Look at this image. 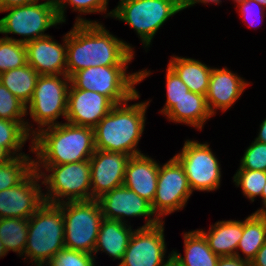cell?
I'll return each instance as SVG.
<instances>
[{
  "instance_id": "obj_26",
  "label": "cell",
  "mask_w": 266,
  "mask_h": 266,
  "mask_svg": "<svg viewBox=\"0 0 266 266\" xmlns=\"http://www.w3.org/2000/svg\"><path fill=\"white\" fill-rule=\"evenodd\" d=\"M265 242L266 214L254 212L243 221V235L239 241L236 256L250 263ZM238 250L242 251L244 258L240 256Z\"/></svg>"
},
{
  "instance_id": "obj_30",
  "label": "cell",
  "mask_w": 266,
  "mask_h": 266,
  "mask_svg": "<svg viewBox=\"0 0 266 266\" xmlns=\"http://www.w3.org/2000/svg\"><path fill=\"white\" fill-rule=\"evenodd\" d=\"M26 124L0 118V146L5 147L14 157L26 155L20 152L24 143L32 136L26 130Z\"/></svg>"
},
{
  "instance_id": "obj_34",
  "label": "cell",
  "mask_w": 266,
  "mask_h": 266,
  "mask_svg": "<svg viewBox=\"0 0 266 266\" xmlns=\"http://www.w3.org/2000/svg\"><path fill=\"white\" fill-rule=\"evenodd\" d=\"M67 5L72 6L73 11H78L80 14L106 13L108 0H61L57 4V15L61 24L66 22L65 11Z\"/></svg>"
},
{
  "instance_id": "obj_48",
  "label": "cell",
  "mask_w": 266,
  "mask_h": 266,
  "mask_svg": "<svg viewBox=\"0 0 266 266\" xmlns=\"http://www.w3.org/2000/svg\"><path fill=\"white\" fill-rule=\"evenodd\" d=\"M257 1L261 6H263L266 10V0H255Z\"/></svg>"
},
{
  "instance_id": "obj_21",
  "label": "cell",
  "mask_w": 266,
  "mask_h": 266,
  "mask_svg": "<svg viewBox=\"0 0 266 266\" xmlns=\"http://www.w3.org/2000/svg\"><path fill=\"white\" fill-rule=\"evenodd\" d=\"M131 228V225L128 226L127 223L103 218L93 253L103 251L113 259L122 261L130 238L134 233V229Z\"/></svg>"
},
{
  "instance_id": "obj_39",
  "label": "cell",
  "mask_w": 266,
  "mask_h": 266,
  "mask_svg": "<svg viewBox=\"0 0 266 266\" xmlns=\"http://www.w3.org/2000/svg\"><path fill=\"white\" fill-rule=\"evenodd\" d=\"M217 266H250V263L237 256H225L219 257Z\"/></svg>"
},
{
  "instance_id": "obj_27",
  "label": "cell",
  "mask_w": 266,
  "mask_h": 266,
  "mask_svg": "<svg viewBox=\"0 0 266 266\" xmlns=\"http://www.w3.org/2000/svg\"><path fill=\"white\" fill-rule=\"evenodd\" d=\"M38 72L28 63L20 68H15L0 74V82L25 105L32 98Z\"/></svg>"
},
{
  "instance_id": "obj_2",
  "label": "cell",
  "mask_w": 266,
  "mask_h": 266,
  "mask_svg": "<svg viewBox=\"0 0 266 266\" xmlns=\"http://www.w3.org/2000/svg\"><path fill=\"white\" fill-rule=\"evenodd\" d=\"M30 150L36 154L34 169L40 165H62L89 160L94 154V128L68 122L34 130Z\"/></svg>"
},
{
  "instance_id": "obj_24",
  "label": "cell",
  "mask_w": 266,
  "mask_h": 266,
  "mask_svg": "<svg viewBox=\"0 0 266 266\" xmlns=\"http://www.w3.org/2000/svg\"><path fill=\"white\" fill-rule=\"evenodd\" d=\"M168 66L184 82L189 91L206 96L212 67L193 58L178 56H172Z\"/></svg>"
},
{
  "instance_id": "obj_12",
  "label": "cell",
  "mask_w": 266,
  "mask_h": 266,
  "mask_svg": "<svg viewBox=\"0 0 266 266\" xmlns=\"http://www.w3.org/2000/svg\"><path fill=\"white\" fill-rule=\"evenodd\" d=\"M192 193L183 166L173 157L163 166L159 165L152 210L162 220L165 215L183 209Z\"/></svg>"
},
{
  "instance_id": "obj_45",
  "label": "cell",
  "mask_w": 266,
  "mask_h": 266,
  "mask_svg": "<svg viewBox=\"0 0 266 266\" xmlns=\"http://www.w3.org/2000/svg\"><path fill=\"white\" fill-rule=\"evenodd\" d=\"M164 266H183L179 261H177V259L174 258V256L171 254H169L168 259H167V263Z\"/></svg>"
},
{
  "instance_id": "obj_8",
  "label": "cell",
  "mask_w": 266,
  "mask_h": 266,
  "mask_svg": "<svg viewBox=\"0 0 266 266\" xmlns=\"http://www.w3.org/2000/svg\"><path fill=\"white\" fill-rule=\"evenodd\" d=\"M65 248L93 254L103 219L98 200L62 203Z\"/></svg>"
},
{
  "instance_id": "obj_36",
  "label": "cell",
  "mask_w": 266,
  "mask_h": 266,
  "mask_svg": "<svg viewBox=\"0 0 266 266\" xmlns=\"http://www.w3.org/2000/svg\"><path fill=\"white\" fill-rule=\"evenodd\" d=\"M166 94L167 100L160 113L165 115L189 91L188 87L178 75L167 65L166 69Z\"/></svg>"
},
{
  "instance_id": "obj_37",
  "label": "cell",
  "mask_w": 266,
  "mask_h": 266,
  "mask_svg": "<svg viewBox=\"0 0 266 266\" xmlns=\"http://www.w3.org/2000/svg\"><path fill=\"white\" fill-rule=\"evenodd\" d=\"M239 169L266 172V143L254 140L245 150Z\"/></svg>"
},
{
  "instance_id": "obj_14",
  "label": "cell",
  "mask_w": 266,
  "mask_h": 266,
  "mask_svg": "<svg viewBox=\"0 0 266 266\" xmlns=\"http://www.w3.org/2000/svg\"><path fill=\"white\" fill-rule=\"evenodd\" d=\"M40 179L34 169L17 186L0 191V219H29L45 203Z\"/></svg>"
},
{
  "instance_id": "obj_22",
  "label": "cell",
  "mask_w": 266,
  "mask_h": 266,
  "mask_svg": "<svg viewBox=\"0 0 266 266\" xmlns=\"http://www.w3.org/2000/svg\"><path fill=\"white\" fill-rule=\"evenodd\" d=\"M208 232L200 229L210 249L219 257L236 256L239 241L243 235V221H218Z\"/></svg>"
},
{
  "instance_id": "obj_18",
  "label": "cell",
  "mask_w": 266,
  "mask_h": 266,
  "mask_svg": "<svg viewBox=\"0 0 266 266\" xmlns=\"http://www.w3.org/2000/svg\"><path fill=\"white\" fill-rule=\"evenodd\" d=\"M62 44L48 36L25 43L27 63L39 75L66 74V34Z\"/></svg>"
},
{
  "instance_id": "obj_9",
  "label": "cell",
  "mask_w": 266,
  "mask_h": 266,
  "mask_svg": "<svg viewBox=\"0 0 266 266\" xmlns=\"http://www.w3.org/2000/svg\"><path fill=\"white\" fill-rule=\"evenodd\" d=\"M7 11L9 13L0 19V34L21 35L24 38L16 39L7 35L4 38L22 43L48 36L44 32L61 23L57 15V4L49 0L11 7L0 13Z\"/></svg>"
},
{
  "instance_id": "obj_42",
  "label": "cell",
  "mask_w": 266,
  "mask_h": 266,
  "mask_svg": "<svg viewBox=\"0 0 266 266\" xmlns=\"http://www.w3.org/2000/svg\"><path fill=\"white\" fill-rule=\"evenodd\" d=\"M222 2L221 0H183V9H186L187 7L194 6L196 3H215L220 4Z\"/></svg>"
},
{
  "instance_id": "obj_49",
  "label": "cell",
  "mask_w": 266,
  "mask_h": 266,
  "mask_svg": "<svg viewBox=\"0 0 266 266\" xmlns=\"http://www.w3.org/2000/svg\"><path fill=\"white\" fill-rule=\"evenodd\" d=\"M50 2H53L55 4H58L61 0H49Z\"/></svg>"
},
{
  "instance_id": "obj_50",
  "label": "cell",
  "mask_w": 266,
  "mask_h": 266,
  "mask_svg": "<svg viewBox=\"0 0 266 266\" xmlns=\"http://www.w3.org/2000/svg\"><path fill=\"white\" fill-rule=\"evenodd\" d=\"M235 3H241V2H243L244 0H233Z\"/></svg>"
},
{
  "instance_id": "obj_23",
  "label": "cell",
  "mask_w": 266,
  "mask_h": 266,
  "mask_svg": "<svg viewBox=\"0 0 266 266\" xmlns=\"http://www.w3.org/2000/svg\"><path fill=\"white\" fill-rule=\"evenodd\" d=\"M169 121L183 123L202 129L213 115L210 113L205 95L188 91L184 97L165 114Z\"/></svg>"
},
{
  "instance_id": "obj_10",
  "label": "cell",
  "mask_w": 266,
  "mask_h": 266,
  "mask_svg": "<svg viewBox=\"0 0 266 266\" xmlns=\"http://www.w3.org/2000/svg\"><path fill=\"white\" fill-rule=\"evenodd\" d=\"M70 84L71 79L66 74L39 76L32 98L26 105V113L29 110L31 119L39 126L37 131L61 123L56 121L60 116L66 118Z\"/></svg>"
},
{
  "instance_id": "obj_11",
  "label": "cell",
  "mask_w": 266,
  "mask_h": 266,
  "mask_svg": "<svg viewBox=\"0 0 266 266\" xmlns=\"http://www.w3.org/2000/svg\"><path fill=\"white\" fill-rule=\"evenodd\" d=\"M183 166L192 190L214 191L221 183V167L209 144L186 140L182 151L174 156Z\"/></svg>"
},
{
  "instance_id": "obj_28",
  "label": "cell",
  "mask_w": 266,
  "mask_h": 266,
  "mask_svg": "<svg viewBox=\"0 0 266 266\" xmlns=\"http://www.w3.org/2000/svg\"><path fill=\"white\" fill-rule=\"evenodd\" d=\"M29 219L1 218L0 237L6 252H17L20 257L24 256L27 244Z\"/></svg>"
},
{
  "instance_id": "obj_13",
  "label": "cell",
  "mask_w": 266,
  "mask_h": 266,
  "mask_svg": "<svg viewBox=\"0 0 266 266\" xmlns=\"http://www.w3.org/2000/svg\"><path fill=\"white\" fill-rule=\"evenodd\" d=\"M166 250L163 220L151 227H139L134 230L118 266H164Z\"/></svg>"
},
{
  "instance_id": "obj_33",
  "label": "cell",
  "mask_w": 266,
  "mask_h": 266,
  "mask_svg": "<svg viewBox=\"0 0 266 266\" xmlns=\"http://www.w3.org/2000/svg\"><path fill=\"white\" fill-rule=\"evenodd\" d=\"M233 182L241 187L243 195L254 202L256 196L262 198L263 187L266 183V172L260 170L238 169L233 176Z\"/></svg>"
},
{
  "instance_id": "obj_32",
  "label": "cell",
  "mask_w": 266,
  "mask_h": 266,
  "mask_svg": "<svg viewBox=\"0 0 266 266\" xmlns=\"http://www.w3.org/2000/svg\"><path fill=\"white\" fill-rule=\"evenodd\" d=\"M26 105L14 96L1 82H0V118L15 121L18 123H27L26 130L34 135V131L31 129V124L25 122L26 117Z\"/></svg>"
},
{
  "instance_id": "obj_3",
  "label": "cell",
  "mask_w": 266,
  "mask_h": 266,
  "mask_svg": "<svg viewBox=\"0 0 266 266\" xmlns=\"http://www.w3.org/2000/svg\"><path fill=\"white\" fill-rule=\"evenodd\" d=\"M116 104L94 127L95 148L108 152L141 154L136 148L145 128V113L149 101L128 105Z\"/></svg>"
},
{
  "instance_id": "obj_47",
  "label": "cell",
  "mask_w": 266,
  "mask_h": 266,
  "mask_svg": "<svg viewBox=\"0 0 266 266\" xmlns=\"http://www.w3.org/2000/svg\"><path fill=\"white\" fill-rule=\"evenodd\" d=\"M7 254L4 245L2 243V238L0 237V258H2L3 256L5 257V255Z\"/></svg>"
},
{
  "instance_id": "obj_17",
  "label": "cell",
  "mask_w": 266,
  "mask_h": 266,
  "mask_svg": "<svg viewBox=\"0 0 266 266\" xmlns=\"http://www.w3.org/2000/svg\"><path fill=\"white\" fill-rule=\"evenodd\" d=\"M115 106L106 96L94 91L77 89L72 83L68 90V123L94 128Z\"/></svg>"
},
{
  "instance_id": "obj_6",
  "label": "cell",
  "mask_w": 266,
  "mask_h": 266,
  "mask_svg": "<svg viewBox=\"0 0 266 266\" xmlns=\"http://www.w3.org/2000/svg\"><path fill=\"white\" fill-rule=\"evenodd\" d=\"M182 10L183 0H120L106 16L132 27L140 36L143 46L148 48L159 28Z\"/></svg>"
},
{
  "instance_id": "obj_46",
  "label": "cell",
  "mask_w": 266,
  "mask_h": 266,
  "mask_svg": "<svg viewBox=\"0 0 266 266\" xmlns=\"http://www.w3.org/2000/svg\"><path fill=\"white\" fill-rule=\"evenodd\" d=\"M262 202L264 205V207H262L261 209L255 211V213H265L266 214V183L265 186L263 187V191H262Z\"/></svg>"
},
{
  "instance_id": "obj_20",
  "label": "cell",
  "mask_w": 266,
  "mask_h": 266,
  "mask_svg": "<svg viewBox=\"0 0 266 266\" xmlns=\"http://www.w3.org/2000/svg\"><path fill=\"white\" fill-rule=\"evenodd\" d=\"M159 163L143 153L129 159L123 185L152 203L158 183Z\"/></svg>"
},
{
  "instance_id": "obj_44",
  "label": "cell",
  "mask_w": 266,
  "mask_h": 266,
  "mask_svg": "<svg viewBox=\"0 0 266 266\" xmlns=\"http://www.w3.org/2000/svg\"><path fill=\"white\" fill-rule=\"evenodd\" d=\"M256 141L266 143V118L260 125V131L255 138Z\"/></svg>"
},
{
  "instance_id": "obj_29",
  "label": "cell",
  "mask_w": 266,
  "mask_h": 266,
  "mask_svg": "<svg viewBox=\"0 0 266 266\" xmlns=\"http://www.w3.org/2000/svg\"><path fill=\"white\" fill-rule=\"evenodd\" d=\"M31 158L27 154L16 156L0 165V191L17 186L34 170V159Z\"/></svg>"
},
{
  "instance_id": "obj_19",
  "label": "cell",
  "mask_w": 266,
  "mask_h": 266,
  "mask_svg": "<svg viewBox=\"0 0 266 266\" xmlns=\"http://www.w3.org/2000/svg\"><path fill=\"white\" fill-rule=\"evenodd\" d=\"M237 73L231 72L227 67L212 68L209 87L206 94V103L212 115L216 110L226 111L240 98L248 83ZM245 80V81H244Z\"/></svg>"
},
{
  "instance_id": "obj_35",
  "label": "cell",
  "mask_w": 266,
  "mask_h": 266,
  "mask_svg": "<svg viewBox=\"0 0 266 266\" xmlns=\"http://www.w3.org/2000/svg\"><path fill=\"white\" fill-rule=\"evenodd\" d=\"M94 254L63 248L57 252L49 266H95Z\"/></svg>"
},
{
  "instance_id": "obj_40",
  "label": "cell",
  "mask_w": 266,
  "mask_h": 266,
  "mask_svg": "<svg viewBox=\"0 0 266 266\" xmlns=\"http://www.w3.org/2000/svg\"><path fill=\"white\" fill-rule=\"evenodd\" d=\"M39 2V0H0V11L15 6H23Z\"/></svg>"
},
{
  "instance_id": "obj_16",
  "label": "cell",
  "mask_w": 266,
  "mask_h": 266,
  "mask_svg": "<svg viewBox=\"0 0 266 266\" xmlns=\"http://www.w3.org/2000/svg\"><path fill=\"white\" fill-rule=\"evenodd\" d=\"M130 155L96 149L89 159L92 200L122 186Z\"/></svg>"
},
{
  "instance_id": "obj_41",
  "label": "cell",
  "mask_w": 266,
  "mask_h": 266,
  "mask_svg": "<svg viewBox=\"0 0 266 266\" xmlns=\"http://www.w3.org/2000/svg\"><path fill=\"white\" fill-rule=\"evenodd\" d=\"M250 266H266V242L259 249L254 259L250 262Z\"/></svg>"
},
{
  "instance_id": "obj_38",
  "label": "cell",
  "mask_w": 266,
  "mask_h": 266,
  "mask_svg": "<svg viewBox=\"0 0 266 266\" xmlns=\"http://www.w3.org/2000/svg\"><path fill=\"white\" fill-rule=\"evenodd\" d=\"M239 9V12H240V15L243 17V20L245 21V23H249V26H254L256 22L253 18L255 17L256 19L257 18H264V7L261 6L257 1L255 0H244L243 2L241 3H238L236 5ZM263 15V16H261ZM259 16V17H258ZM246 19V20H245ZM252 19V20H251ZM258 20V21H261ZM256 29V27H255Z\"/></svg>"
},
{
  "instance_id": "obj_15",
  "label": "cell",
  "mask_w": 266,
  "mask_h": 266,
  "mask_svg": "<svg viewBox=\"0 0 266 266\" xmlns=\"http://www.w3.org/2000/svg\"><path fill=\"white\" fill-rule=\"evenodd\" d=\"M103 218L126 223L124 217H149L141 228L157 225L160 220L152 210L151 203L124 185L105 193L99 199ZM152 216V218H151ZM155 216V218H154ZM124 219V220H123Z\"/></svg>"
},
{
  "instance_id": "obj_43",
  "label": "cell",
  "mask_w": 266,
  "mask_h": 266,
  "mask_svg": "<svg viewBox=\"0 0 266 266\" xmlns=\"http://www.w3.org/2000/svg\"><path fill=\"white\" fill-rule=\"evenodd\" d=\"M14 156L3 146H0V165H3L10 160H12Z\"/></svg>"
},
{
  "instance_id": "obj_31",
  "label": "cell",
  "mask_w": 266,
  "mask_h": 266,
  "mask_svg": "<svg viewBox=\"0 0 266 266\" xmlns=\"http://www.w3.org/2000/svg\"><path fill=\"white\" fill-rule=\"evenodd\" d=\"M26 64L25 43L0 37V74Z\"/></svg>"
},
{
  "instance_id": "obj_4",
  "label": "cell",
  "mask_w": 266,
  "mask_h": 266,
  "mask_svg": "<svg viewBox=\"0 0 266 266\" xmlns=\"http://www.w3.org/2000/svg\"><path fill=\"white\" fill-rule=\"evenodd\" d=\"M127 68V65L91 66L78 70L70 79L77 89L97 92L116 105L139 99L135 84L151 74L146 69L127 74Z\"/></svg>"
},
{
  "instance_id": "obj_25",
  "label": "cell",
  "mask_w": 266,
  "mask_h": 266,
  "mask_svg": "<svg viewBox=\"0 0 266 266\" xmlns=\"http://www.w3.org/2000/svg\"><path fill=\"white\" fill-rule=\"evenodd\" d=\"M185 257L172 250V255L183 266H217L219 256L209 247L199 229L183 234Z\"/></svg>"
},
{
  "instance_id": "obj_5",
  "label": "cell",
  "mask_w": 266,
  "mask_h": 266,
  "mask_svg": "<svg viewBox=\"0 0 266 266\" xmlns=\"http://www.w3.org/2000/svg\"><path fill=\"white\" fill-rule=\"evenodd\" d=\"M63 248L65 243L62 203L45 202L29 218L24 260L29 257L32 265L34 261L36 266H47L54 255Z\"/></svg>"
},
{
  "instance_id": "obj_7",
  "label": "cell",
  "mask_w": 266,
  "mask_h": 266,
  "mask_svg": "<svg viewBox=\"0 0 266 266\" xmlns=\"http://www.w3.org/2000/svg\"><path fill=\"white\" fill-rule=\"evenodd\" d=\"M49 175L40 169L36 170L42 185L48 189L43 193L44 201L50 204H60L67 201L92 200L90 162L83 160L62 165H41ZM48 185V186H47ZM65 198V200H63ZM62 200V201H61Z\"/></svg>"
},
{
  "instance_id": "obj_1",
  "label": "cell",
  "mask_w": 266,
  "mask_h": 266,
  "mask_svg": "<svg viewBox=\"0 0 266 266\" xmlns=\"http://www.w3.org/2000/svg\"><path fill=\"white\" fill-rule=\"evenodd\" d=\"M130 44L112 35L97 21L76 17L66 34V75L91 66L127 65L134 58Z\"/></svg>"
}]
</instances>
